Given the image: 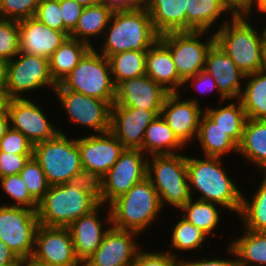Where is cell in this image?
<instances>
[{
    "instance_id": "1",
    "label": "cell",
    "mask_w": 266,
    "mask_h": 266,
    "mask_svg": "<svg viewBox=\"0 0 266 266\" xmlns=\"http://www.w3.org/2000/svg\"><path fill=\"white\" fill-rule=\"evenodd\" d=\"M114 20L104 42L102 54L109 58L124 51H147L159 39L150 14L145 6L129 11H116L111 15Z\"/></svg>"
},
{
    "instance_id": "2",
    "label": "cell",
    "mask_w": 266,
    "mask_h": 266,
    "mask_svg": "<svg viewBox=\"0 0 266 266\" xmlns=\"http://www.w3.org/2000/svg\"><path fill=\"white\" fill-rule=\"evenodd\" d=\"M206 158L202 160L187 157L190 192L194 186L203 194L199 200L219 204L240 213L243 194L221 168L220 157Z\"/></svg>"
},
{
    "instance_id": "3",
    "label": "cell",
    "mask_w": 266,
    "mask_h": 266,
    "mask_svg": "<svg viewBox=\"0 0 266 266\" xmlns=\"http://www.w3.org/2000/svg\"><path fill=\"white\" fill-rule=\"evenodd\" d=\"M157 190L148 177L110 204L108 223L120 230L140 233L161 209Z\"/></svg>"
},
{
    "instance_id": "4",
    "label": "cell",
    "mask_w": 266,
    "mask_h": 266,
    "mask_svg": "<svg viewBox=\"0 0 266 266\" xmlns=\"http://www.w3.org/2000/svg\"><path fill=\"white\" fill-rule=\"evenodd\" d=\"M99 205L93 197L70 182L51 185L39 202V224L48 227H68L81 216L90 214Z\"/></svg>"
},
{
    "instance_id": "5",
    "label": "cell",
    "mask_w": 266,
    "mask_h": 266,
    "mask_svg": "<svg viewBox=\"0 0 266 266\" xmlns=\"http://www.w3.org/2000/svg\"><path fill=\"white\" fill-rule=\"evenodd\" d=\"M231 25L224 23L216 32L215 43L230 56L247 76L263 69L264 42L262 36L244 20L243 15L232 16Z\"/></svg>"
},
{
    "instance_id": "6",
    "label": "cell",
    "mask_w": 266,
    "mask_h": 266,
    "mask_svg": "<svg viewBox=\"0 0 266 266\" xmlns=\"http://www.w3.org/2000/svg\"><path fill=\"white\" fill-rule=\"evenodd\" d=\"M111 74L109 59L91 47L59 84L64 89L107 101L112 106L115 103L116 86Z\"/></svg>"
},
{
    "instance_id": "7",
    "label": "cell",
    "mask_w": 266,
    "mask_h": 266,
    "mask_svg": "<svg viewBox=\"0 0 266 266\" xmlns=\"http://www.w3.org/2000/svg\"><path fill=\"white\" fill-rule=\"evenodd\" d=\"M33 157L42 167L50 186L71 182L83 168L77 139L68 140L62 132L34 145Z\"/></svg>"
},
{
    "instance_id": "8",
    "label": "cell",
    "mask_w": 266,
    "mask_h": 266,
    "mask_svg": "<svg viewBox=\"0 0 266 266\" xmlns=\"http://www.w3.org/2000/svg\"><path fill=\"white\" fill-rule=\"evenodd\" d=\"M152 156L153 161L147 162V177L158 192L161 206L166 201L181 209L191 199L187 156L179 154ZM151 171H154L156 180L153 179Z\"/></svg>"
},
{
    "instance_id": "9",
    "label": "cell",
    "mask_w": 266,
    "mask_h": 266,
    "mask_svg": "<svg viewBox=\"0 0 266 266\" xmlns=\"http://www.w3.org/2000/svg\"><path fill=\"white\" fill-rule=\"evenodd\" d=\"M38 226L35 210L0 205V239L20 260L32 256Z\"/></svg>"
},
{
    "instance_id": "10",
    "label": "cell",
    "mask_w": 266,
    "mask_h": 266,
    "mask_svg": "<svg viewBox=\"0 0 266 266\" xmlns=\"http://www.w3.org/2000/svg\"><path fill=\"white\" fill-rule=\"evenodd\" d=\"M204 31L168 32L160 35V41L170 50L179 77L188 78L204 70L206 56L215 43V36L206 42L198 40Z\"/></svg>"
},
{
    "instance_id": "11",
    "label": "cell",
    "mask_w": 266,
    "mask_h": 266,
    "mask_svg": "<svg viewBox=\"0 0 266 266\" xmlns=\"http://www.w3.org/2000/svg\"><path fill=\"white\" fill-rule=\"evenodd\" d=\"M20 54L21 58L7 62L6 100L23 98L18 95L20 92L43 85L56 88L57 83L51 76L48 59L23 52Z\"/></svg>"
},
{
    "instance_id": "12",
    "label": "cell",
    "mask_w": 266,
    "mask_h": 266,
    "mask_svg": "<svg viewBox=\"0 0 266 266\" xmlns=\"http://www.w3.org/2000/svg\"><path fill=\"white\" fill-rule=\"evenodd\" d=\"M141 149H125L112 168L103 176L104 203L109 205L147 177V162Z\"/></svg>"
},
{
    "instance_id": "13",
    "label": "cell",
    "mask_w": 266,
    "mask_h": 266,
    "mask_svg": "<svg viewBox=\"0 0 266 266\" xmlns=\"http://www.w3.org/2000/svg\"><path fill=\"white\" fill-rule=\"evenodd\" d=\"M54 90L73 122L92 127L101 134L110 131L111 105L107 101L64 89L59 83Z\"/></svg>"
},
{
    "instance_id": "14",
    "label": "cell",
    "mask_w": 266,
    "mask_h": 266,
    "mask_svg": "<svg viewBox=\"0 0 266 266\" xmlns=\"http://www.w3.org/2000/svg\"><path fill=\"white\" fill-rule=\"evenodd\" d=\"M161 110H147L117 105L111 106L110 131L125 149H141L145 132Z\"/></svg>"
},
{
    "instance_id": "15",
    "label": "cell",
    "mask_w": 266,
    "mask_h": 266,
    "mask_svg": "<svg viewBox=\"0 0 266 266\" xmlns=\"http://www.w3.org/2000/svg\"><path fill=\"white\" fill-rule=\"evenodd\" d=\"M32 258L57 266H83L75 255L68 227H48L39 224Z\"/></svg>"
},
{
    "instance_id": "16",
    "label": "cell",
    "mask_w": 266,
    "mask_h": 266,
    "mask_svg": "<svg viewBox=\"0 0 266 266\" xmlns=\"http://www.w3.org/2000/svg\"><path fill=\"white\" fill-rule=\"evenodd\" d=\"M11 128L20 131L33 145L55 137L60 131L34 103L25 98L5 100Z\"/></svg>"
},
{
    "instance_id": "17",
    "label": "cell",
    "mask_w": 266,
    "mask_h": 266,
    "mask_svg": "<svg viewBox=\"0 0 266 266\" xmlns=\"http://www.w3.org/2000/svg\"><path fill=\"white\" fill-rule=\"evenodd\" d=\"M139 233L110 227L94 254L83 266H131L139 251L132 237ZM133 235V236H132Z\"/></svg>"
},
{
    "instance_id": "18",
    "label": "cell",
    "mask_w": 266,
    "mask_h": 266,
    "mask_svg": "<svg viewBox=\"0 0 266 266\" xmlns=\"http://www.w3.org/2000/svg\"><path fill=\"white\" fill-rule=\"evenodd\" d=\"M82 167L97 172L103 177L125 150L121 142L108 131L77 139Z\"/></svg>"
},
{
    "instance_id": "19",
    "label": "cell",
    "mask_w": 266,
    "mask_h": 266,
    "mask_svg": "<svg viewBox=\"0 0 266 266\" xmlns=\"http://www.w3.org/2000/svg\"><path fill=\"white\" fill-rule=\"evenodd\" d=\"M168 94L152 78L142 75L124 80L116 86L115 103L132 108L161 110Z\"/></svg>"
},
{
    "instance_id": "20",
    "label": "cell",
    "mask_w": 266,
    "mask_h": 266,
    "mask_svg": "<svg viewBox=\"0 0 266 266\" xmlns=\"http://www.w3.org/2000/svg\"><path fill=\"white\" fill-rule=\"evenodd\" d=\"M179 98L178 93H169L164 100L160 115L184 145L195 133L198 134L203 112L195 99L180 101Z\"/></svg>"
},
{
    "instance_id": "21",
    "label": "cell",
    "mask_w": 266,
    "mask_h": 266,
    "mask_svg": "<svg viewBox=\"0 0 266 266\" xmlns=\"http://www.w3.org/2000/svg\"><path fill=\"white\" fill-rule=\"evenodd\" d=\"M204 71L214 78L221 99H240L242 90L239 78L243 79L246 75L217 43L207 53Z\"/></svg>"
},
{
    "instance_id": "22",
    "label": "cell",
    "mask_w": 266,
    "mask_h": 266,
    "mask_svg": "<svg viewBox=\"0 0 266 266\" xmlns=\"http://www.w3.org/2000/svg\"><path fill=\"white\" fill-rule=\"evenodd\" d=\"M20 32V52L44 57L49 60L67 36L52 29L34 16L18 22Z\"/></svg>"
},
{
    "instance_id": "23",
    "label": "cell",
    "mask_w": 266,
    "mask_h": 266,
    "mask_svg": "<svg viewBox=\"0 0 266 266\" xmlns=\"http://www.w3.org/2000/svg\"><path fill=\"white\" fill-rule=\"evenodd\" d=\"M99 205L90 214L81 216L73 221L68 229L73 240L75 255L84 264L100 246L108 229L102 232V224L97 216Z\"/></svg>"
},
{
    "instance_id": "24",
    "label": "cell",
    "mask_w": 266,
    "mask_h": 266,
    "mask_svg": "<svg viewBox=\"0 0 266 266\" xmlns=\"http://www.w3.org/2000/svg\"><path fill=\"white\" fill-rule=\"evenodd\" d=\"M146 75L169 93H178L177 88L185 84L177 73L170 50L160 40L147 50Z\"/></svg>"
},
{
    "instance_id": "25",
    "label": "cell",
    "mask_w": 266,
    "mask_h": 266,
    "mask_svg": "<svg viewBox=\"0 0 266 266\" xmlns=\"http://www.w3.org/2000/svg\"><path fill=\"white\" fill-rule=\"evenodd\" d=\"M144 6L160 35L187 31V0H145Z\"/></svg>"
},
{
    "instance_id": "26",
    "label": "cell",
    "mask_w": 266,
    "mask_h": 266,
    "mask_svg": "<svg viewBox=\"0 0 266 266\" xmlns=\"http://www.w3.org/2000/svg\"><path fill=\"white\" fill-rule=\"evenodd\" d=\"M91 46L81 39L67 37L49 58L50 73L58 84L79 63Z\"/></svg>"
},
{
    "instance_id": "27",
    "label": "cell",
    "mask_w": 266,
    "mask_h": 266,
    "mask_svg": "<svg viewBox=\"0 0 266 266\" xmlns=\"http://www.w3.org/2000/svg\"><path fill=\"white\" fill-rule=\"evenodd\" d=\"M238 152L266 173V119H246Z\"/></svg>"
},
{
    "instance_id": "28",
    "label": "cell",
    "mask_w": 266,
    "mask_h": 266,
    "mask_svg": "<svg viewBox=\"0 0 266 266\" xmlns=\"http://www.w3.org/2000/svg\"><path fill=\"white\" fill-rule=\"evenodd\" d=\"M197 138L206 157H221V155L231 150L238 152V144L205 113L200 119Z\"/></svg>"
},
{
    "instance_id": "29",
    "label": "cell",
    "mask_w": 266,
    "mask_h": 266,
    "mask_svg": "<svg viewBox=\"0 0 266 266\" xmlns=\"http://www.w3.org/2000/svg\"><path fill=\"white\" fill-rule=\"evenodd\" d=\"M245 232L243 237L230 245L229 252L239 257V266H250L251 263H256L252 266L266 265V232L247 229Z\"/></svg>"
},
{
    "instance_id": "30",
    "label": "cell",
    "mask_w": 266,
    "mask_h": 266,
    "mask_svg": "<svg viewBox=\"0 0 266 266\" xmlns=\"http://www.w3.org/2000/svg\"><path fill=\"white\" fill-rule=\"evenodd\" d=\"M180 147L184 145L174 135L165 119L157 115L146 129L142 152L148 149L151 155L176 154L171 149Z\"/></svg>"
},
{
    "instance_id": "31",
    "label": "cell",
    "mask_w": 266,
    "mask_h": 266,
    "mask_svg": "<svg viewBox=\"0 0 266 266\" xmlns=\"http://www.w3.org/2000/svg\"><path fill=\"white\" fill-rule=\"evenodd\" d=\"M245 78H250V80L245 91H242L240 101L246 117L248 119H266V70H259Z\"/></svg>"
},
{
    "instance_id": "32",
    "label": "cell",
    "mask_w": 266,
    "mask_h": 266,
    "mask_svg": "<svg viewBox=\"0 0 266 266\" xmlns=\"http://www.w3.org/2000/svg\"><path fill=\"white\" fill-rule=\"evenodd\" d=\"M112 11L103 3L94 6L84 7L75 28L70 32L69 37L79 40L83 37V42L92 45L86 40V36L100 35L110 22Z\"/></svg>"
},
{
    "instance_id": "33",
    "label": "cell",
    "mask_w": 266,
    "mask_h": 266,
    "mask_svg": "<svg viewBox=\"0 0 266 266\" xmlns=\"http://www.w3.org/2000/svg\"><path fill=\"white\" fill-rule=\"evenodd\" d=\"M224 11L229 10L222 0H187V31L206 32Z\"/></svg>"
},
{
    "instance_id": "34",
    "label": "cell",
    "mask_w": 266,
    "mask_h": 266,
    "mask_svg": "<svg viewBox=\"0 0 266 266\" xmlns=\"http://www.w3.org/2000/svg\"><path fill=\"white\" fill-rule=\"evenodd\" d=\"M146 54L147 51L131 50L116 53L108 58L111 73L115 76V86L124 80L146 75Z\"/></svg>"
},
{
    "instance_id": "35",
    "label": "cell",
    "mask_w": 266,
    "mask_h": 266,
    "mask_svg": "<svg viewBox=\"0 0 266 266\" xmlns=\"http://www.w3.org/2000/svg\"><path fill=\"white\" fill-rule=\"evenodd\" d=\"M238 103V106L231 103L220 109L208 108L204 113L239 145L247 117L240 99Z\"/></svg>"
},
{
    "instance_id": "36",
    "label": "cell",
    "mask_w": 266,
    "mask_h": 266,
    "mask_svg": "<svg viewBox=\"0 0 266 266\" xmlns=\"http://www.w3.org/2000/svg\"><path fill=\"white\" fill-rule=\"evenodd\" d=\"M249 202L242 196V215L245 227L250 231L266 232V173L262 184Z\"/></svg>"
},
{
    "instance_id": "37",
    "label": "cell",
    "mask_w": 266,
    "mask_h": 266,
    "mask_svg": "<svg viewBox=\"0 0 266 266\" xmlns=\"http://www.w3.org/2000/svg\"><path fill=\"white\" fill-rule=\"evenodd\" d=\"M187 212L183 217L206 235L210 234L219 222V213L216 206L208 201L196 200L192 202V198L181 208Z\"/></svg>"
},
{
    "instance_id": "38",
    "label": "cell",
    "mask_w": 266,
    "mask_h": 266,
    "mask_svg": "<svg viewBox=\"0 0 266 266\" xmlns=\"http://www.w3.org/2000/svg\"><path fill=\"white\" fill-rule=\"evenodd\" d=\"M29 193L40 202L48 192L49 184L39 162L31 157L20 172Z\"/></svg>"
},
{
    "instance_id": "39",
    "label": "cell",
    "mask_w": 266,
    "mask_h": 266,
    "mask_svg": "<svg viewBox=\"0 0 266 266\" xmlns=\"http://www.w3.org/2000/svg\"><path fill=\"white\" fill-rule=\"evenodd\" d=\"M205 236L206 234L203 231L183 217L174 228L172 246L181 250L202 248L201 243L205 240Z\"/></svg>"
},
{
    "instance_id": "40",
    "label": "cell",
    "mask_w": 266,
    "mask_h": 266,
    "mask_svg": "<svg viewBox=\"0 0 266 266\" xmlns=\"http://www.w3.org/2000/svg\"><path fill=\"white\" fill-rule=\"evenodd\" d=\"M18 21L0 18V59L10 61L20 52Z\"/></svg>"
},
{
    "instance_id": "41",
    "label": "cell",
    "mask_w": 266,
    "mask_h": 266,
    "mask_svg": "<svg viewBox=\"0 0 266 266\" xmlns=\"http://www.w3.org/2000/svg\"><path fill=\"white\" fill-rule=\"evenodd\" d=\"M0 182L4 191L9 194L12 199L17 201V204L11 206L27 207L37 212L39 202L29 193L20 174L0 178Z\"/></svg>"
},
{
    "instance_id": "42",
    "label": "cell",
    "mask_w": 266,
    "mask_h": 266,
    "mask_svg": "<svg viewBox=\"0 0 266 266\" xmlns=\"http://www.w3.org/2000/svg\"><path fill=\"white\" fill-rule=\"evenodd\" d=\"M70 183L89 194L100 205L104 203L103 177L97 172L82 168L73 176Z\"/></svg>"
},
{
    "instance_id": "43",
    "label": "cell",
    "mask_w": 266,
    "mask_h": 266,
    "mask_svg": "<svg viewBox=\"0 0 266 266\" xmlns=\"http://www.w3.org/2000/svg\"><path fill=\"white\" fill-rule=\"evenodd\" d=\"M40 0H0V18L21 21L35 16Z\"/></svg>"
},
{
    "instance_id": "44",
    "label": "cell",
    "mask_w": 266,
    "mask_h": 266,
    "mask_svg": "<svg viewBox=\"0 0 266 266\" xmlns=\"http://www.w3.org/2000/svg\"><path fill=\"white\" fill-rule=\"evenodd\" d=\"M34 17L46 26L64 33L60 0H40Z\"/></svg>"
},
{
    "instance_id": "45",
    "label": "cell",
    "mask_w": 266,
    "mask_h": 266,
    "mask_svg": "<svg viewBox=\"0 0 266 266\" xmlns=\"http://www.w3.org/2000/svg\"><path fill=\"white\" fill-rule=\"evenodd\" d=\"M0 151L9 154L33 155L34 145L20 131L10 127L0 140Z\"/></svg>"
},
{
    "instance_id": "46",
    "label": "cell",
    "mask_w": 266,
    "mask_h": 266,
    "mask_svg": "<svg viewBox=\"0 0 266 266\" xmlns=\"http://www.w3.org/2000/svg\"><path fill=\"white\" fill-rule=\"evenodd\" d=\"M33 155L9 154L0 151V178L20 174L25 163Z\"/></svg>"
},
{
    "instance_id": "47",
    "label": "cell",
    "mask_w": 266,
    "mask_h": 266,
    "mask_svg": "<svg viewBox=\"0 0 266 266\" xmlns=\"http://www.w3.org/2000/svg\"><path fill=\"white\" fill-rule=\"evenodd\" d=\"M131 266H180V261L171 253L139 252Z\"/></svg>"
},
{
    "instance_id": "48",
    "label": "cell",
    "mask_w": 266,
    "mask_h": 266,
    "mask_svg": "<svg viewBox=\"0 0 266 266\" xmlns=\"http://www.w3.org/2000/svg\"><path fill=\"white\" fill-rule=\"evenodd\" d=\"M60 7L64 23V34L69 37V34L75 28L84 7L74 0H60Z\"/></svg>"
},
{
    "instance_id": "49",
    "label": "cell",
    "mask_w": 266,
    "mask_h": 266,
    "mask_svg": "<svg viewBox=\"0 0 266 266\" xmlns=\"http://www.w3.org/2000/svg\"><path fill=\"white\" fill-rule=\"evenodd\" d=\"M260 6V0H222L224 6L230 11H233V16H246L251 11L253 2Z\"/></svg>"
},
{
    "instance_id": "50",
    "label": "cell",
    "mask_w": 266,
    "mask_h": 266,
    "mask_svg": "<svg viewBox=\"0 0 266 266\" xmlns=\"http://www.w3.org/2000/svg\"><path fill=\"white\" fill-rule=\"evenodd\" d=\"M112 12L129 11L143 7L144 0H101Z\"/></svg>"
},
{
    "instance_id": "51",
    "label": "cell",
    "mask_w": 266,
    "mask_h": 266,
    "mask_svg": "<svg viewBox=\"0 0 266 266\" xmlns=\"http://www.w3.org/2000/svg\"><path fill=\"white\" fill-rule=\"evenodd\" d=\"M20 259L0 239V266H16Z\"/></svg>"
},
{
    "instance_id": "52",
    "label": "cell",
    "mask_w": 266,
    "mask_h": 266,
    "mask_svg": "<svg viewBox=\"0 0 266 266\" xmlns=\"http://www.w3.org/2000/svg\"><path fill=\"white\" fill-rule=\"evenodd\" d=\"M180 266H239L237 260H200L196 262L180 261Z\"/></svg>"
},
{
    "instance_id": "53",
    "label": "cell",
    "mask_w": 266,
    "mask_h": 266,
    "mask_svg": "<svg viewBox=\"0 0 266 266\" xmlns=\"http://www.w3.org/2000/svg\"><path fill=\"white\" fill-rule=\"evenodd\" d=\"M192 80L193 81V83L194 82H198V84H201V86L202 85H204L205 86V88L207 87V89H211V90H213L214 88H217V86H216V82H215V80H214V78L209 74V73H207L206 71H204V70H202V71H200V72H198L196 75H194V76H192V77H190V78H188L186 81H185V83L186 82H188V80ZM194 79H196V80H194ZM203 86V87H204ZM199 87V86H198ZM202 88V87H201ZM206 89V90H207ZM200 90V89H199ZM203 90V89H202Z\"/></svg>"
},
{
    "instance_id": "54",
    "label": "cell",
    "mask_w": 266,
    "mask_h": 266,
    "mask_svg": "<svg viewBox=\"0 0 266 266\" xmlns=\"http://www.w3.org/2000/svg\"><path fill=\"white\" fill-rule=\"evenodd\" d=\"M11 127L9 114L6 109L5 101L0 104V140L5 136Z\"/></svg>"
},
{
    "instance_id": "55",
    "label": "cell",
    "mask_w": 266,
    "mask_h": 266,
    "mask_svg": "<svg viewBox=\"0 0 266 266\" xmlns=\"http://www.w3.org/2000/svg\"><path fill=\"white\" fill-rule=\"evenodd\" d=\"M7 61L0 59V99L6 100Z\"/></svg>"
},
{
    "instance_id": "56",
    "label": "cell",
    "mask_w": 266,
    "mask_h": 266,
    "mask_svg": "<svg viewBox=\"0 0 266 266\" xmlns=\"http://www.w3.org/2000/svg\"><path fill=\"white\" fill-rule=\"evenodd\" d=\"M20 266H57V265L44 263V262L39 261L35 258L28 257L26 259L20 260Z\"/></svg>"
},
{
    "instance_id": "57",
    "label": "cell",
    "mask_w": 266,
    "mask_h": 266,
    "mask_svg": "<svg viewBox=\"0 0 266 266\" xmlns=\"http://www.w3.org/2000/svg\"><path fill=\"white\" fill-rule=\"evenodd\" d=\"M83 7L94 6L101 3V0H74Z\"/></svg>"
},
{
    "instance_id": "58",
    "label": "cell",
    "mask_w": 266,
    "mask_h": 266,
    "mask_svg": "<svg viewBox=\"0 0 266 266\" xmlns=\"http://www.w3.org/2000/svg\"><path fill=\"white\" fill-rule=\"evenodd\" d=\"M259 11L266 12V0L260 1V6L258 7Z\"/></svg>"
},
{
    "instance_id": "59",
    "label": "cell",
    "mask_w": 266,
    "mask_h": 266,
    "mask_svg": "<svg viewBox=\"0 0 266 266\" xmlns=\"http://www.w3.org/2000/svg\"><path fill=\"white\" fill-rule=\"evenodd\" d=\"M263 69L266 70V43H264Z\"/></svg>"
},
{
    "instance_id": "60",
    "label": "cell",
    "mask_w": 266,
    "mask_h": 266,
    "mask_svg": "<svg viewBox=\"0 0 266 266\" xmlns=\"http://www.w3.org/2000/svg\"><path fill=\"white\" fill-rule=\"evenodd\" d=\"M261 36H262L263 42L266 43V27H265L263 34Z\"/></svg>"
}]
</instances>
